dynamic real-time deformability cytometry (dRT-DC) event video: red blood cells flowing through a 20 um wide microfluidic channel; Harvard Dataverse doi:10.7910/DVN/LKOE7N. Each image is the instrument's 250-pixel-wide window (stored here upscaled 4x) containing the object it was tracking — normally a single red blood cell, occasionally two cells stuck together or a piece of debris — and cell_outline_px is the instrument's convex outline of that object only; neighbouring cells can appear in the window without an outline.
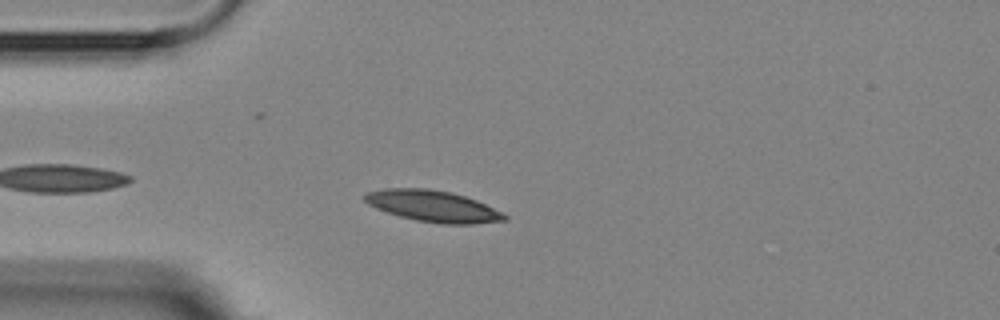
{"species": "Egyptian fruit bat (a non-hibernating species)", "species_latin": "Rousettus aegyptiacus", "temperature_condition": "room temperature", "stored_images_in_passage": 2, "camera_frame_rate_fps": 3000, "um_per_image_px": 0.085, "animal": {"sex": "female"}, "frame": {"image": 1, "passage_image": 2, "time_ms": 1.0, "image_size_px": [1000, 320], "cell_outline_px": [[508, 220], [472, 224], [440, 224], [416, 220], [400, 216], [376, 208], [368, 204], [364, 200], [364, 196], [368, 192], [384, 188], [428, 188], [452, 192], [476, 200], [508, 216]], "centroid_in_image_um": [36.79, 17.52], "position_along_channel_um": 48.2, "area_um2": 25.37}}